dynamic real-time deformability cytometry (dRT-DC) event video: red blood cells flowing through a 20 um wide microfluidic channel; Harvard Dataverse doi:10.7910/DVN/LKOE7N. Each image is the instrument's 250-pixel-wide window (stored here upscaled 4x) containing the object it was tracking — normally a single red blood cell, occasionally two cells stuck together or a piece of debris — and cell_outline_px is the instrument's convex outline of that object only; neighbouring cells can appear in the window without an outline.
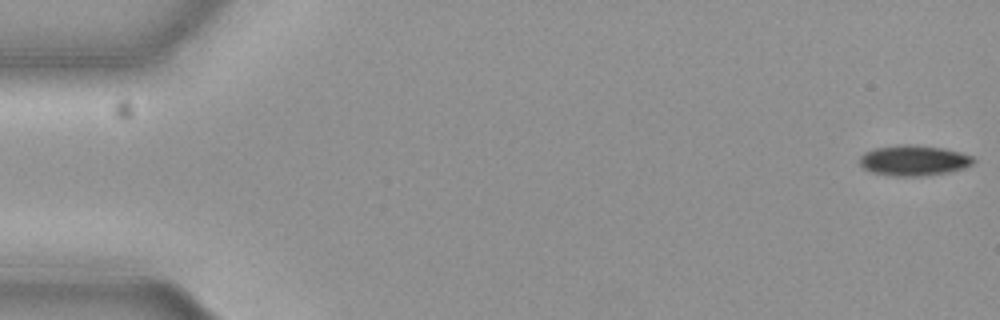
{"species": "common noctule bat (a hibernating species)", "species_latin": "Nyctalus noctula", "temperature_condition": "cold", "stored_images_in_passage": 15, "camera_frame_rate_fps": 3000, "um_per_image_px": 0.085, "animal": {"sex": "female", "body_mass_g": 19.3, "forearm_length_mm": 54.1}, "frame": {"image": 1, "passage_image": 1, "time_ms": 0.0, "image_size_px": [1000, 320], "cell_outline_px": [[976, 160], [972, 164], [964, 168], [948, 172], [924, 176], [888, 176], [872, 172], [864, 168], [860, 164], [860, 156], [864, 152], [876, 148], [908, 144], [912, 144], [944, 148], [960, 152], [972, 156]], "centroid_in_image_um": [77.68, 13.64], "position_along_channel_um": 7.3, "area_um2": 20.23}}